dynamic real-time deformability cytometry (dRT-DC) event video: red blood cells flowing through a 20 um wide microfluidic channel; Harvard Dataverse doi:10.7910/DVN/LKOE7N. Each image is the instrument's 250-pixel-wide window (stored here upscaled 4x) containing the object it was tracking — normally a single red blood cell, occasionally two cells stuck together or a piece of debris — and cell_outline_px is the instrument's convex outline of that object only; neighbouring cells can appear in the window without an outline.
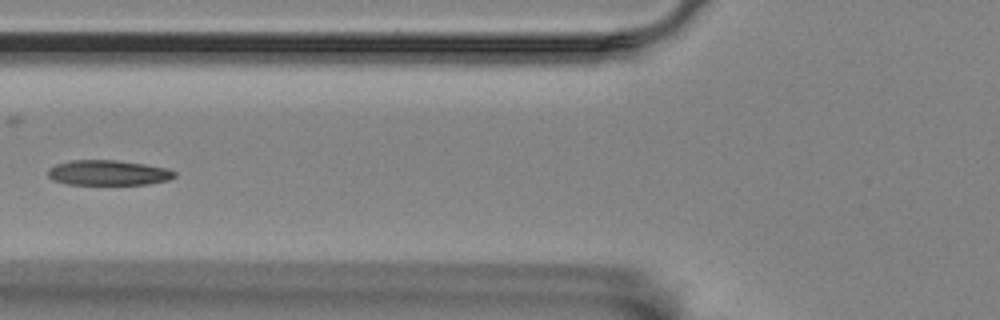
{"species": "Egyptian fruit bat (a non-hibernating species)", "species_latin": "Rousettus aegyptiacus", "temperature_condition": "room temperature", "stored_images_in_passage": 3, "camera_frame_rate_fps": 3000, "um_per_image_px": 0.085, "animal": {"sex": "female"}, "frame": {"image": 1, "passage_image": 3, "time_ms": 2.333, "image_size_px": [1000, 320], "cell_outline_px": [[176, 176], [168, 180], [148, 184], [68, 184], [52, 180], [48, 176], [48, 168], [56, 164], [72, 160], [116, 160], [144, 164], [168, 168], [176, 172]], "centroid_in_image_um": [9.2, 14.68], "position_along_channel_um": 116.6, "area_um2": 18.55}}